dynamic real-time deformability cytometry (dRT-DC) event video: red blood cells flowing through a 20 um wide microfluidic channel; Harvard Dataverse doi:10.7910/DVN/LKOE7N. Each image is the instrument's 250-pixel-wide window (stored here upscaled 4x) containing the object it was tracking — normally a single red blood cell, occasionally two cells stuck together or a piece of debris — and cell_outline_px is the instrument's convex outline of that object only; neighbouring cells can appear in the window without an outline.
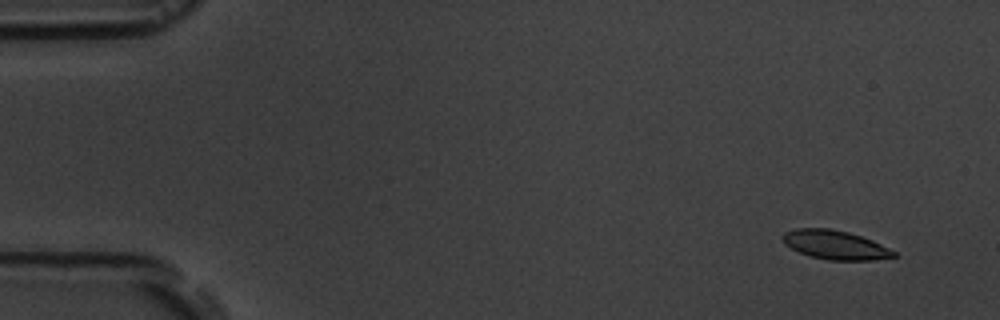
{"species": "common noctule bat (a hibernating species)", "species_latin": "Nyctalus noctula", "temperature_condition": "room temperature", "stored_images_in_passage": 5, "camera_frame_rate_fps": 3000, "um_per_image_px": 0.085, "animal": {"sex": "male", "body_mass_g": 19.5, "forearm_length_mm": 54.6}, "frame": {"image": 1, "passage_image": 1, "time_ms": 0.0, "image_size_px": [1000, 320], "cell_outline_px": [[896, 256], [872, 260], [828, 260], [812, 256], [800, 252], [784, 244], [784, 232], [796, 228], [828, 228], [848, 232], [872, 240], [896, 252]], "centroid_in_image_um": [70.99, 20.81], "position_along_channel_um": 14.0, "area_um2": 18.44}}
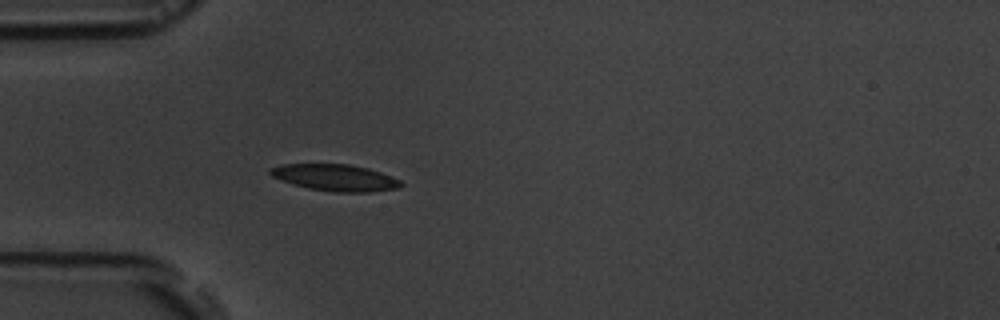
{"frame": {"image": 2, "passage_image": 5, "time_ms": 4.333, "image_size_px": [1000, 320], "cell_outline_px": [[404, 184], [400, 188], [368, 192], [336, 192], [308, 188], [292, 184], [272, 176], [268, 172], [268, 168], [280, 164], [348, 164], [368, 168], [380, 172], [400, 180]], "centroid_in_image_um": [28.48, 15.09], "position_along_channel_um": 56.5, "area_um2": 20.29}}